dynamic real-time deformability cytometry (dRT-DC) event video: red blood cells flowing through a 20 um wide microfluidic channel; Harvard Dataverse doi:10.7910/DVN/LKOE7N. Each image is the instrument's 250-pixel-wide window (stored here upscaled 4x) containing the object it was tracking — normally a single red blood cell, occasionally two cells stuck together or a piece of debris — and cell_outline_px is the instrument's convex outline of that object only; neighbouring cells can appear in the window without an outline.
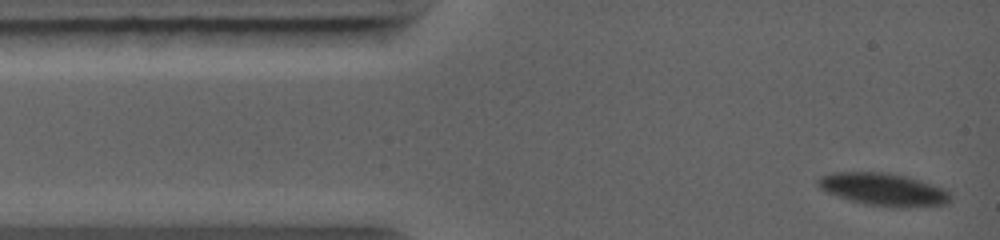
{"species": "common noctule bat (a hibernating species)", "species_latin": "Nyctalus noctula", "temperature_condition": "warm", "stored_images_in_passage": 3, "camera_frame_rate_fps": 5000, "um_per_image_px": 0.085, "animal": {"sex": "female", "body_mass_g": 19.0, "forearm_length_mm": 56.7}, "frame": {"image": 1, "passage_image": 1, "time_ms": 0.0, "image_size_px": [1000, 240], "cell_outline_px": [[952, 200], [944, 204], [900, 208], [896, 208], [864, 204], [848, 200], [824, 192], [816, 184], [816, 180], [820, 176], [832, 172], [888, 172], [908, 176], [944, 188], [952, 196]], "centroid_in_image_um": [75.05, 16.1], "position_along_channel_um": 9.9, "area_um2": 25.61}}